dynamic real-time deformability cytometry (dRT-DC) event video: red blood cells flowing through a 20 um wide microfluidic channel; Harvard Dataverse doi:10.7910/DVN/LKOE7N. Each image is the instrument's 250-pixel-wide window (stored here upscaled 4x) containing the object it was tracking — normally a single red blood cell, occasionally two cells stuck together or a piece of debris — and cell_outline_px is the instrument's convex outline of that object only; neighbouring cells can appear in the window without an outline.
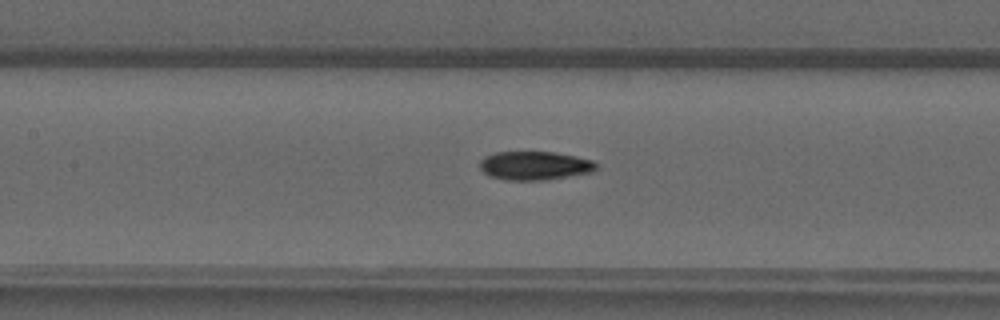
{"species": "common noctule bat (a hibernating species)", "species_latin": "Nyctalus noctula", "temperature_condition": "warm", "stored_images_in_passage": 37, "camera_frame_rate_fps": 3000, "um_per_image_px": 0.085, "animal": {"sex": "male", "forearm_length_mm": 52.5}, "frame": {"image": 1, "passage_image": 11, "time_ms": 3.333, "image_size_px": [1000, 320], "cell_outline_px": [[596, 168], [592, 172], [548, 180], [504, 180], [488, 176], [480, 168], [480, 160], [484, 156], [496, 152], [552, 152], [576, 156], [592, 160], [596, 164]], "centroid_in_image_um": [45.42, 14.08], "position_along_channel_um": 162.0, "area_um2": 19.54}}
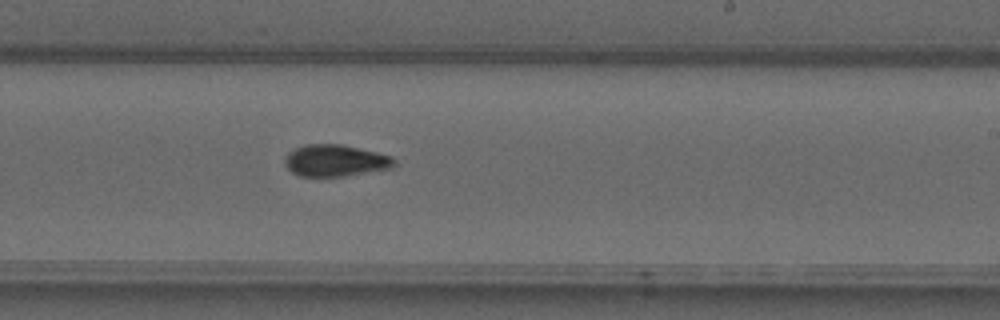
{"frame": {"image": 2, "passage_image": 18, "time_ms": 5.667, "image_size_px": [1000, 320], "cell_outline_px": [[396, 164], [392, 168], [344, 176], [300, 176], [292, 172], [284, 164], [284, 156], [288, 152], [304, 144], [340, 144], [376, 152], [392, 156], [396, 160]], "centroid_in_image_um": [28.49, 13.64], "position_along_channel_um": 260.5, "area_um2": 20.29}}
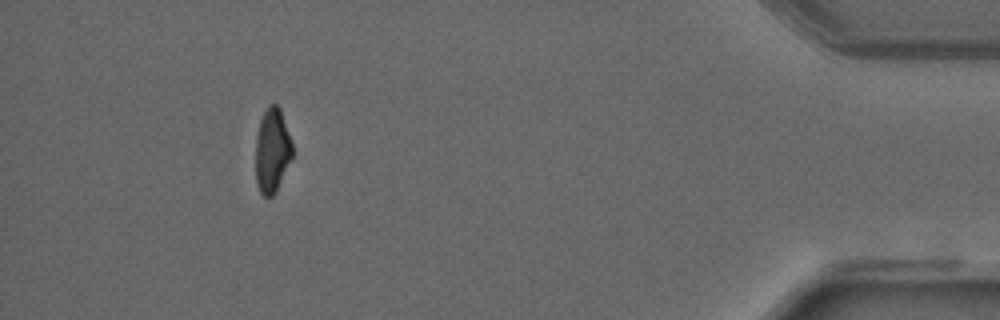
{"frame": {"image": 3, "passage_image": 33, "time_ms": 10.667, "image_size_px": [1000, 320], "cell_outline_px": [[292, 156], [276, 192], [272, 196], [264, 196], [260, 192], [256, 184], [256, 136], [260, 120], [268, 104], [276, 104], [280, 108], [292, 144]], "centroid_in_image_um": [23.12, 12.79], "position_along_channel_um": 412.1, "area_um2": 17.92}}